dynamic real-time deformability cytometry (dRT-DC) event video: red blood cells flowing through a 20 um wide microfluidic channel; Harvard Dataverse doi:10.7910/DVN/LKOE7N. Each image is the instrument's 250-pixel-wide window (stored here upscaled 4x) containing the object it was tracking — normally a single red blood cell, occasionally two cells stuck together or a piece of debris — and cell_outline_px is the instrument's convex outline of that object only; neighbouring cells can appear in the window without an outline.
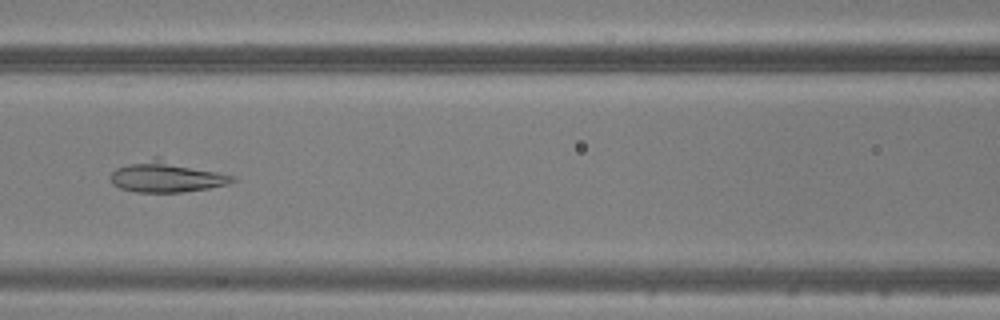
{"species": "common noctule bat (a hibernating species)", "species_latin": "Nyctalus noctula", "temperature_condition": "warm", "stored_images_in_passage": 43, "camera_frame_rate_fps": 3000, "um_per_image_px": 0.085, "animal": {"sex": "male", "body_mass_g": 20.5, "forearm_length_mm": 52.5}, "frame": {"image": 1, "passage_image": 16, "time_ms": 5.0, "image_size_px": [1000, 320], "cell_outline_px": [[236, 180], [228, 184], [208, 188], [184, 192], [136, 192], [120, 188], [112, 184], [112, 172], [116, 168], [152, 156], [160, 156], [236, 176]], "centroid_in_image_um": [14.2, 14.99], "position_along_channel_um": 152.4, "area_um2": 22.43}}
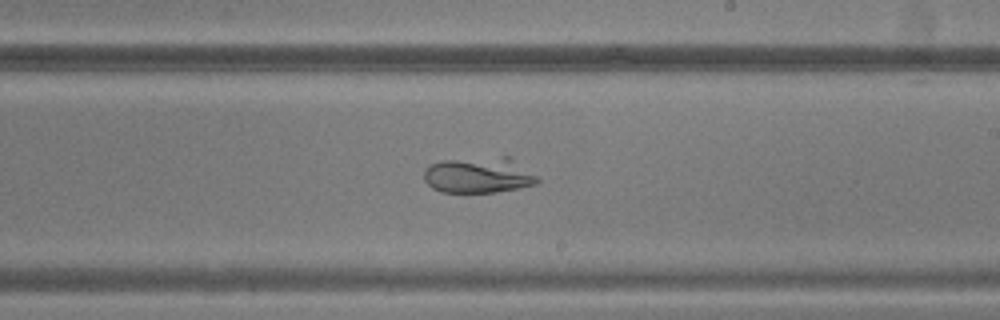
{"frame": {"image": 2, "passage_image": 23, "time_ms": 7.333, "image_size_px": [1000, 320], "cell_outline_px": [[540, 180], [536, 184], [520, 188], [496, 192], [440, 192], [432, 188], [424, 180], [424, 168], [432, 164], [444, 160], [504, 156], [512, 156], [536, 176]], "centroid_in_image_um": [40.71, 14.88], "position_along_channel_um": 248.3, "area_um2": 23.93}}
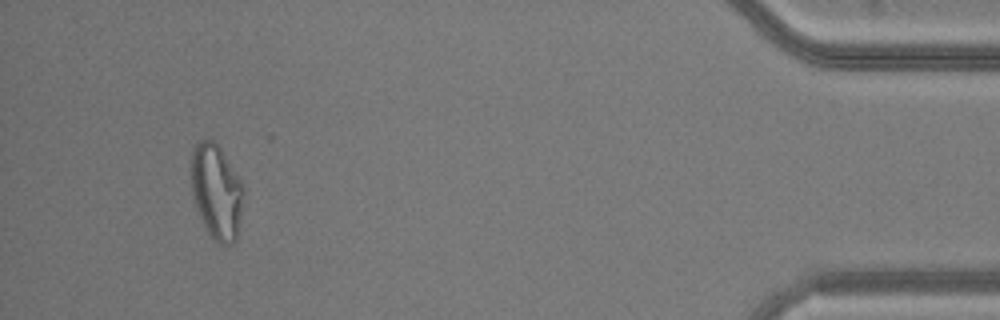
{"frame": {"image": 3, "passage_image": 40, "time_ms": 13.0, "image_size_px": [1000, 320], "cell_outline_px": [[244, 192], [240, 220], [236, 240], [232, 244], [220, 244], [208, 232], [192, 200], [192, 148], [204, 136], [208, 136], [220, 148], [244, 184]], "centroid_in_image_um": [18.41, 16.26], "position_along_channel_um": 416.8, "area_um2": 29.02}}